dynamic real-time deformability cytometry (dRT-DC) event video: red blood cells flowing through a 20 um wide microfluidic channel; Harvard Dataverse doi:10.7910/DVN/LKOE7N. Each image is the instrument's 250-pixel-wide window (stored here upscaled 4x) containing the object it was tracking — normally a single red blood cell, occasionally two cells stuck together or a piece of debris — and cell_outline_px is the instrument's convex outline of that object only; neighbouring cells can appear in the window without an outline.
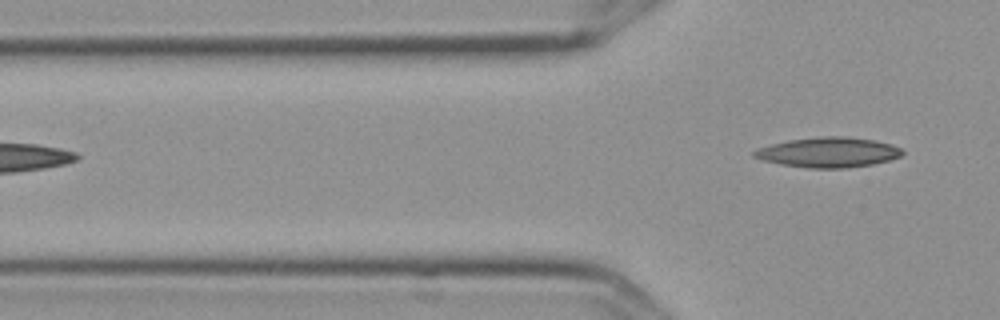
{"species": "Egyptian fruit bat (a non-hibernating species)", "species_latin": "Rousettus aegyptiacus", "temperature_condition": "cold", "stored_images_in_passage": 4, "camera_frame_rate_fps": 3000, "um_per_image_px": 0.085, "frame": {"image": 1, "passage_image": 4, "time_ms": 1.0, "image_size_px": [1000, 320], "cell_outline_px": [[904, 152], [900, 156], [888, 160], [872, 164], [844, 168], [808, 168], [780, 164], [760, 160], [752, 156], [752, 152], [756, 148], [788, 140], [820, 136], [844, 136], [872, 140], [892, 144], [900, 148]], "centroid_in_image_um": [70.35, 12.94], "position_along_channel_um": 55.4, "area_um2": 25.95}}